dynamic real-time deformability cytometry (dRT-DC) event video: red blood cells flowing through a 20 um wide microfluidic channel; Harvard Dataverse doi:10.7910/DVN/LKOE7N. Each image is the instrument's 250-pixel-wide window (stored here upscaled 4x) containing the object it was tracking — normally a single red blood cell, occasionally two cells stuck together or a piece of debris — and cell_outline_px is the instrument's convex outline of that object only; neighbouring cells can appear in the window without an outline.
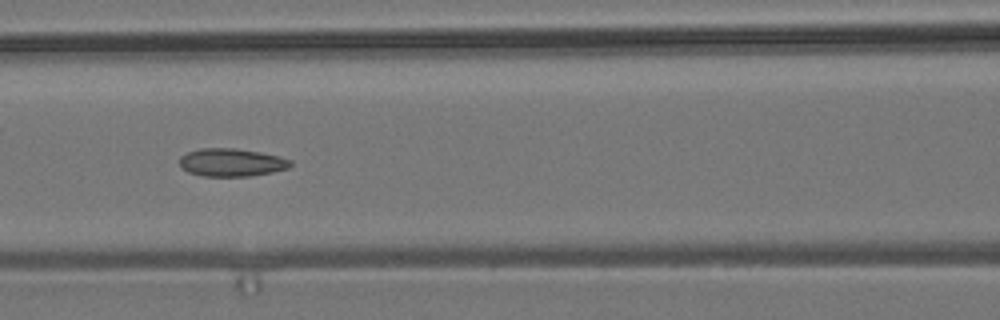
{"species": "common noctule bat (a hibernating species)", "species_latin": "Nyctalus noctula", "temperature_condition": "room temperature", "stored_images_in_passage": 8, "camera_frame_rate_fps": 3000, "um_per_image_px": 0.085, "animal": {"sex": "male", "body_mass_g": 19.2, "forearm_length_mm": 51.8}, "frame": {"image": 1, "passage_image": 7, "time_ms": 7.667, "image_size_px": [1000, 320], "cell_outline_px": [[292, 164], [288, 168], [272, 172], [248, 176], [204, 176], [188, 172], [180, 168], [180, 156], [188, 152], [200, 148], [236, 148], [260, 152], [280, 156], [292, 160]], "centroid_in_image_um": [19.67, 13.8], "position_along_channel_um": 146.9, "area_um2": 18.15}}
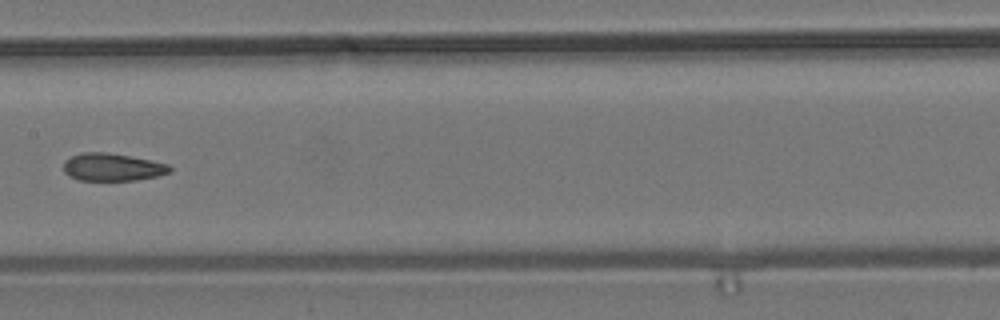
{"frame": {"image": 2, "passage_image": 8, "time_ms": 9.0, "image_size_px": [1000, 320], "cell_outline_px": [[172, 172], [156, 176], [136, 180], [76, 180], [68, 176], [64, 172], [64, 160], [80, 152], [104, 152], [128, 156], [168, 164], [172, 168]], "centroid_in_image_um": [9.51, 14.21], "position_along_channel_um": 197.9, "area_um2": 17.05}}